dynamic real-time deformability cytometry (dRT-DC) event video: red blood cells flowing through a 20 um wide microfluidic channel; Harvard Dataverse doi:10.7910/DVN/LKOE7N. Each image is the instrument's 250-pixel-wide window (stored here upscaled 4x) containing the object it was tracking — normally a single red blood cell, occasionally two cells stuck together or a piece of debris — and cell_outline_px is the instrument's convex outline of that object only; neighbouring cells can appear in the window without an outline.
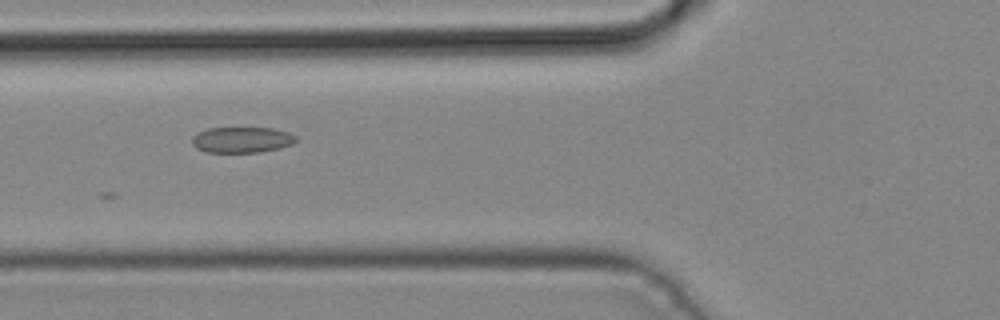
{"species": "common noctule bat (a hibernating species)", "species_latin": "Nyctalus noctula", "temperature_condition": "cold", "stored_images_in_passage": 5, "camera_frame_rate_fps": 3000, "um_per_image_px": 0.085, "animal": {"sex": "male", "body_mass_g": 19.2, "forearm_length_mm": 51.8}, "frame": {"image": 1, "passage_image": 5, "time_ms": 1.333, "image_size_px": [1000, 320], "cell_outline_px": [[296, 140], [292, 144], [280, 148], [260, 152], [204, 152], [196, 148], [192, 144], [192, 136], [196, 132], [208, 128], [272, 128], [288, 132], [296, 136]], "centroid_in_image_um": [20.52, 11.88], "position_along_channel_um": 105.3, "area_um2": 15.72}}